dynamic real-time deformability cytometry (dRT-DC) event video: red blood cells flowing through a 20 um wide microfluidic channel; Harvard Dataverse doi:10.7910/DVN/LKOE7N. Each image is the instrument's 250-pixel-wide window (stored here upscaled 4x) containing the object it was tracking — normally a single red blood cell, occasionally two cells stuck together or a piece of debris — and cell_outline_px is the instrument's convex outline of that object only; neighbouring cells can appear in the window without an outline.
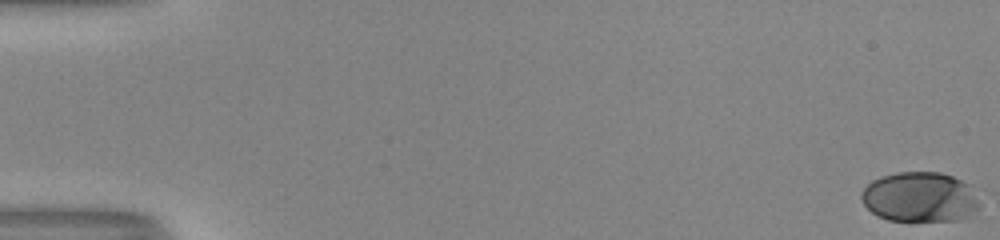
{"species": "human", "species_latin": "Homo sapiens", "temperature_condition": "room temperature", "stored_images_in_passage": 54, "camera_frame_rate_fps": 3000, "um_per_image_px": 0.085, "donor": {"sex": "male"}, "frame": {"image": 1, "passage_image": 1, "time_ms": 0.0, "image_size_px": [1000, 240], "cell_outline_px": [[980, 208], [964, 220], [888, 220], [872, 212], [864, 204], [860, 196], [860, 192], [872, 180], [880, 176], [896, 172], [940, 172], [952, 176], [968, 184]], "centroid_in_image_um": [78.16, 16.74], "position_along_channel_um": 6.8, "area_um2": 34.22}}
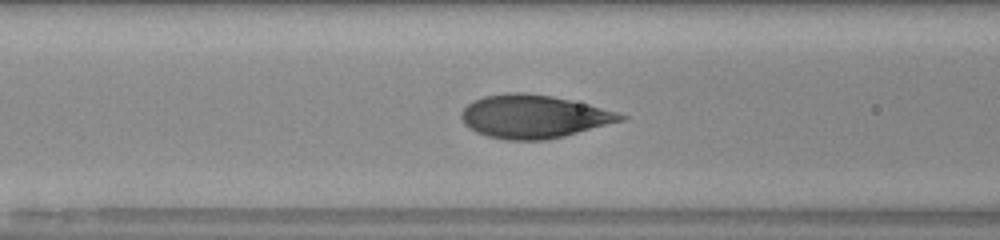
{"frame": {"image": 2, "passage_image": 24, "time_ms": 7.667, "image_size_px": [1000, 240], "cell_outline_px": [[628, 116], [624, 120], [564, 136], [544, 140], [508, 140], [488, 136], [476, 132], [464, 124], [460, 116], [460, 112], [472, 100], [484, 96], [508, 92], [524, 92], [552, 96], [588, 104], [616, 112]], "centroid_in_image_um": [45.32, 9.9], "position_along_channel_um": 121.3, "area_um2": 40.0}}
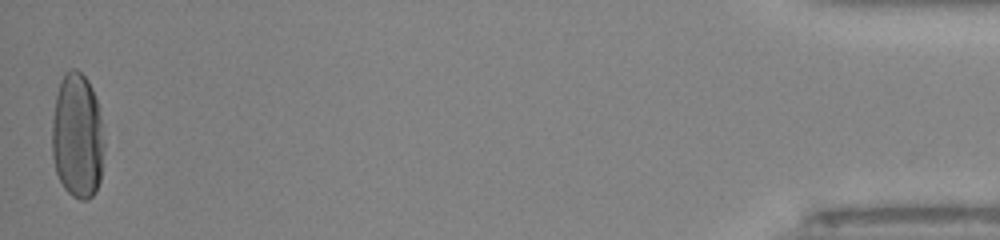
{"frame": {"image": 3, "passage_image": 54, "time_ms": 17.667, "image_size_px": [1000, 240], "cell_outline_px": [[104, 148], [100, 180], [96, 192], [88, 200], [80, 200], [72, 196], [64, 188], [56, 172], [52, 156], [52, 120], [56, 96], [64, 72], [72, 68], [76, 68], [88, 80], [92, 88], [96, 100], [100, 116], [104, 144]], "centroid_in_image_um": [6.57, 11.59], "position_along_channel_um": 428.6, "area_um2": 38.26}, "authors_computed_cell_mechanics": {"area_um2": 37.3677, "velocity_mm_per_s": 3.9913, "shape_relaxation_time_tau1_ms": 3.4773, "shape_relaxation_time_tau2_ms": null, "deformation_change_tau1": 0.1947, "deformation_change_tau2": null}}